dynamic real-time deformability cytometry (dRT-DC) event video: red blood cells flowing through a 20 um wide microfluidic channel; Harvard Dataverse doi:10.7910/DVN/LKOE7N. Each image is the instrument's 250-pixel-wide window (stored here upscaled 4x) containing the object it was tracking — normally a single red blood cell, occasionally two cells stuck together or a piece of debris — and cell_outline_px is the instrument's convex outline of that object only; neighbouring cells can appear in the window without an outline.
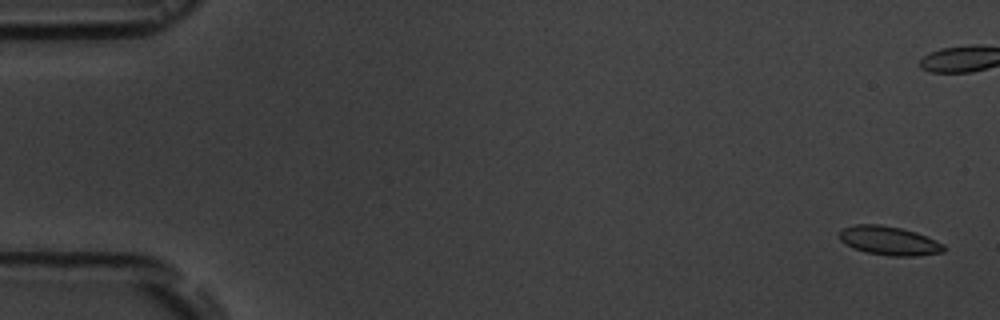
{"species": "common noctule bat (a hibernating species)", "species_latin": "Nyctalus noctula", "temperature_condition": "room temperature", "stored_images_in_passage": 16, "camera_frame_rate_fps": 3000, "um_per_image_px": 0.085, "animal": {"sex": "male", "body_mass_g": 19.5, "forearm_length_mm": 54.6}, "frame": {"image": 1, "passage_image": 1, "time_ms": 0.0, "image_size_px": [1000, 320], "cell_outline_px": [[944, 252], [916, 256], [888, 256], [868, 252], [852, 248], [844, 244], [840, 240], [840, 232], [844, 228], [856, 224], [880, 224], [900, 228], [916, 232], [944, 244]], "centroid_in_image_um": [75.56, 20.46], "position_along_channel_um": 9.4, "area_um2": 17.51}}
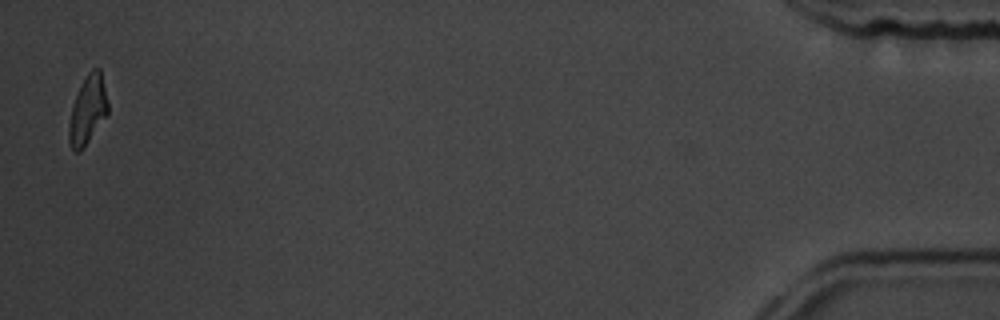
{"frame": {"image": 2, "passage_image": 16, "time_ms": 19.333, "image_size_px": [1000, 320], "cell_outline_px": [[108, 116], [80, 152], [72, 152], [68, 140], [68, 124], [72, 104], [88, 72], [92, 68], [100, 68], [108, 104]], "centroid_in_image_um": [7.45, 9.41], "position_along_channel_um": 427.8, "area_um2": 15.72}, "authors_computed_cell_mechanics": {"area_um2": 17.34, "velocity_mm_per_s": 3.5734, "shape_relaxation_time_tau1_ms": 1.5979, "shape_relaxation_time_tau2_ms": 8.9212, "deformation_change_tau1": 0.0453, "deformation_change_tau2": 0.0751}}